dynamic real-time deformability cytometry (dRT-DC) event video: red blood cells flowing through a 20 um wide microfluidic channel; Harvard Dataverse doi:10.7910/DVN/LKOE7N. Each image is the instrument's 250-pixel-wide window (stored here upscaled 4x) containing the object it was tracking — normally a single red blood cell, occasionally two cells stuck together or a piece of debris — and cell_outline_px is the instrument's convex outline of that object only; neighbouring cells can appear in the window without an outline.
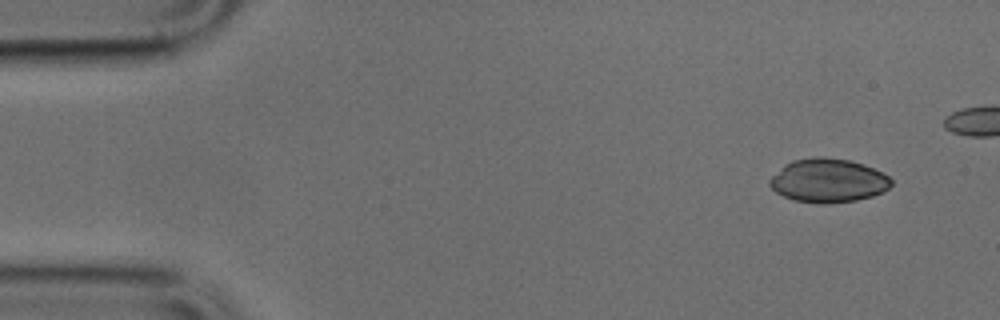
{"species": "common noctule bat (a hibernating species)", "species_latin": "Nyctalus noctula", "temperature_condition": "cold", "stored_images_in_passage": 41, "camera_frame_rate_fps": 3000, "um_per_image_px": 0.085, "animal": {"sex": "male", "body_mass_g": 17.9, "forearm_length_mm": 54.2}, "frame": {"image": 1, "passage_image": 1, "time_ms": 0.0, "image_size_px": [1000, 320], "cell_outline_px": [[892, 184], [888, 188], [872, 196], [856, 200], [824, 204], [820, 204], [792, 200], [776, 192], [768, 184], [768, 180], [784, 164], [792, 160], [812, 156], [824, 156], [848, 160], [864, 164], [888, 176], [892, 180]], "centroid_in_image_um": [70.35, 15.34], "position_along_channel_um": 14.7, "area_um2": 31.1}}
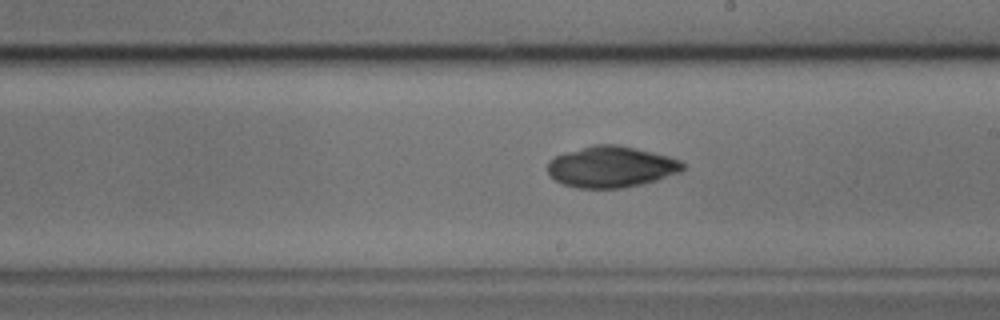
{"frame": {"image": 2, "passage_image": 25, "time_ms": 8.0, "image_size_px": [1000, 320], "cell_outline_px": [[684, 168], [680, 172], [656, 180], [640, 184], [620, 188], [576, 188], [564, 184], [556, 180], [548, 172], [548, 160], [564, 152], [592, 144], [616, 144], [636, 148], [668, 156], [680, 160], [684, 164]], "centroid_in_image_um": [51.93, 14.17], "position_along_channel_um": 237.1, "area_um2": 32.37}}
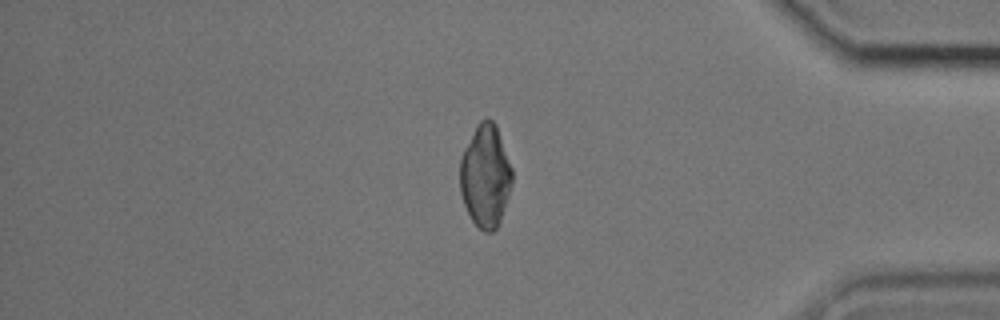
{"frame": {"image": 3, "passage_image": 39, "time_ms": 12.667, "image_size_px": [1000, 320], "cell_outline_px": [[512, 184], [500, 220], [496, 228], [492, 232], [484, 232], [472, 220], [464, 204], [460, 192], [460, 160], [464, 148], [476, 124], [480, 120], [492, 120], [496, 124], [512, 168]], "centroid_in_image_um": [41.25, 14.94], "position_along_channel_um": 393.9, "area_um2": 31.04}}